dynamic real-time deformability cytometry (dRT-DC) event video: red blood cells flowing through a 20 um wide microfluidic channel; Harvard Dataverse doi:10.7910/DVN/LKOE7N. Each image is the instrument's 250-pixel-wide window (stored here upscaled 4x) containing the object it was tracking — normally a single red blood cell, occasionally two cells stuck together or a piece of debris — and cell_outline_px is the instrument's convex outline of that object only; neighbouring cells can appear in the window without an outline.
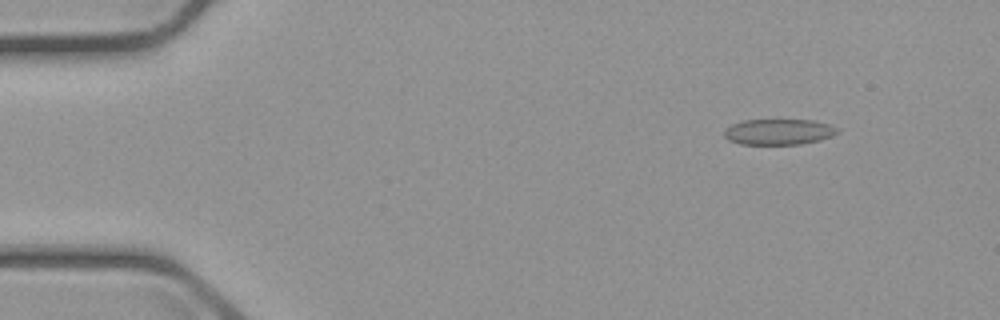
{"species": "common noctule bat (a hibernating species)", "species_latin": "Nyctalus noctula", "temperature_condition": "cold", "stored_images_in_passage": 55, "camera_frame_rate_fps": 3000, "um_per_image_px": 0.085, "animal": {"sex": "male", "body_mass_g": 23.1, "forearm_length_mm": 52.7}, "frame": {"image": 1, "passage_image": 6, "time_ms": 1.667, "image_size_px": [1000, 320], "cell_outline_px": [[840, 132], [832, 136], [820, 140], [800, 144], [740, 144], [728, 140], [724, 136], [724, 132], [732, 124], [744, 120], [812, 120], [828, 124], [836, 128]], "centroid_in_image_um": [66.19, 11.21], "position_along_channel_um": 18.8, "area_um2": 16.88}}
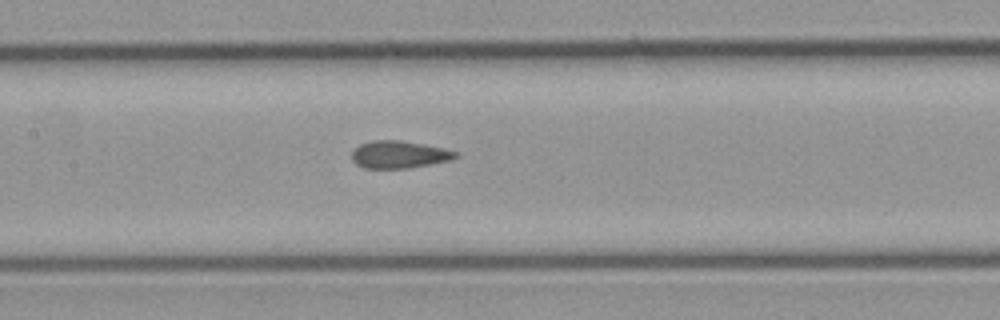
{"frame": {"image": 2, "passage_image": 26, "time_ms": 8.333, "image_size_px": [1000, 320], "cell_outline_px": [[460, 156], [452, 160], [408, 168], [364, 168], [356, 164], [352, 160], [352, 152], [360, 144], [372, 140], [400, 140], [424, 144], [444, 148], [460, 152]], "centroid_in_image_um": [33.97, 13.13], "position_along_channel_um": 173.4, "area_um2": 16.7}}
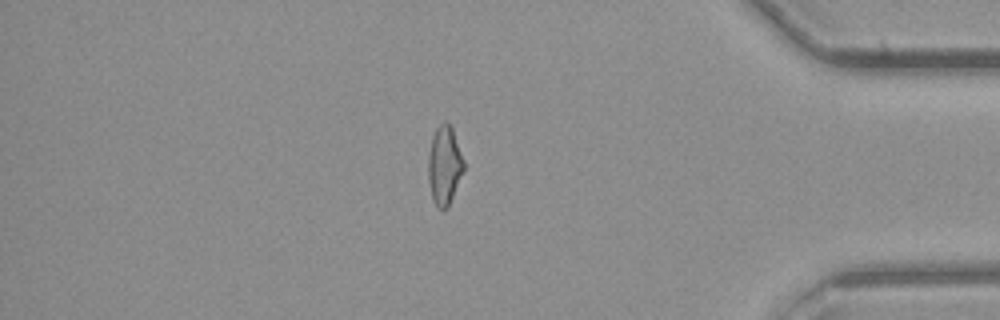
{"frame": {"image": 3, "passage_image": 47, "time_ms": 15.333, "image_size_px": [1000, 320], "cell_outline_px": [[464, 172], [448, 208], [444, 212], [436, 208], [432, 200], [428, 180], [428, 156], [432, 136], [436, 128], [444, 120], [448, 120], [452, 128], [464, 160]], "centroid_in_image_um": [37.77, 14.1], "position_along_channel_um": 397.4, "area_um2": 16.82}, "authors_computed_cell_mechanics": {"area_um2": 16.8776, "velocity_mm_per_s": 3.6946, "shape_relaxation_time_tau1_ms": null, "shape_relaxation_time_tau2_ms": 1.5135, "deformation_change_tau1": null, "deformation_change_tau2": 0.0994}}